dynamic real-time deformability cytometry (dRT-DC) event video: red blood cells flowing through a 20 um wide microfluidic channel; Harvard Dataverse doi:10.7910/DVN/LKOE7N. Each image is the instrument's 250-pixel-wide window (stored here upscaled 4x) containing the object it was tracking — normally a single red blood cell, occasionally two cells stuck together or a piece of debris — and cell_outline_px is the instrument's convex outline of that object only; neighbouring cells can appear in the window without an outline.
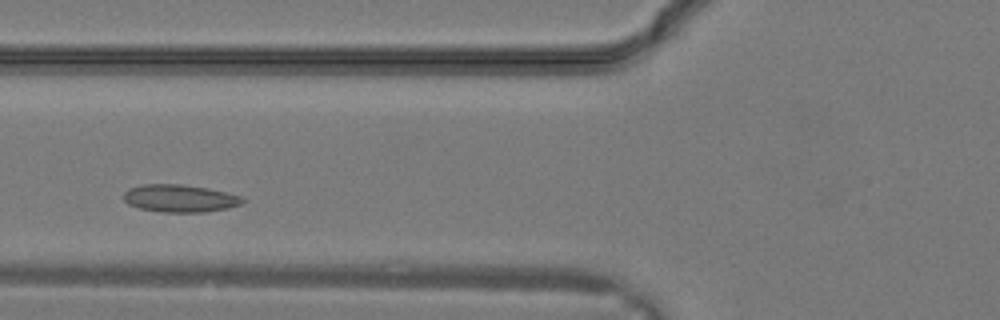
{"species": "common noctule bat (a hibernating species)", "species_latin": "Nyctalus noctula", "temperature_condition": "warm", "stored_images_in_passage": 15, "camera_frame_rate_fps": 3000, "um_per_image_px": 0.085, "animal": {"sex": "male", "body_mass_g": 19.2, "forearm_length_mm": 51.8}, "frame": {"image": 1, "passage_image": 6, "time_ms": 1.667, "image_size_px": [1000, 320], "cell_outline_px": [[244, 200], [240, 204], [228, 208], [204, 212], [160, 212], [140, 208], [128, 204], [124, 200], [124, 192], [128, 188], [140, 184], [180, 184], [208, 188], [240, 196]], "centroid_in_image_um": [15.23, 16.85], "position_along_channel_um": 110.6, "area_um2": 19.02}}
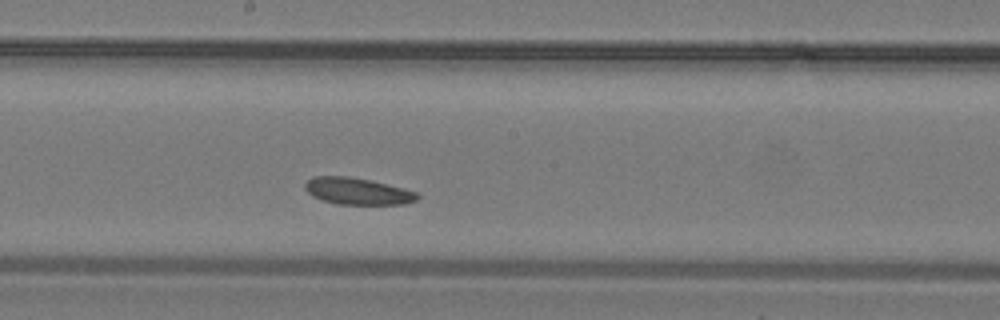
{"frame": {"image": 2, "passage_image": 11, "time_ms": 3.333, "image_size_px": [1000, 320], "cell_outline_px": [[420, 196], [416, 200], [404, 204], [336, 204], [312, 196], [304, 188], [304, 184], [312, 176], [348, 176], [372, 180], [404, 188], [416, 192]], "centroid_in_image_um": [30.38, 16.24], "position_along_channel_um": 217.8, "area_um2": 17.57}}
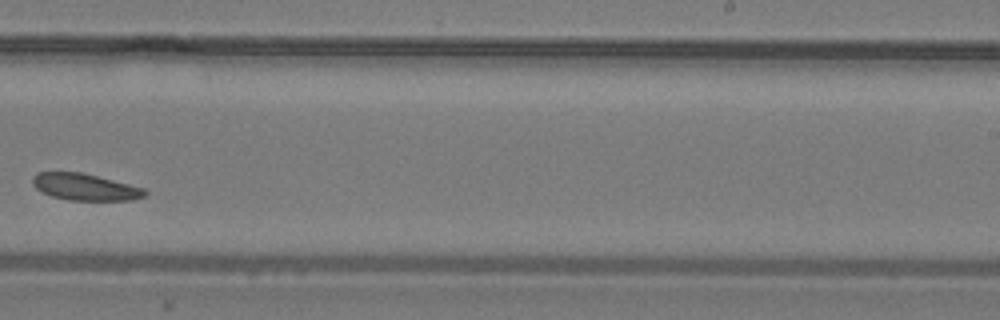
{"frame": {"image": 3, "passage_image": 14, "time_ms": 4.333, "image_size_px": [1000, 320], "cell_outline_px": [[148, 192], [144, 196], [132, 200], [68, 200], [52, 196], [40, 192], [32, 184], [32, 176], [36, 172], [80, 172], [144, 188]], "centroid_in_image_um": [7.18, 15.89], "position_along_channel_um": 281.8, "area_um2": 17.4}}